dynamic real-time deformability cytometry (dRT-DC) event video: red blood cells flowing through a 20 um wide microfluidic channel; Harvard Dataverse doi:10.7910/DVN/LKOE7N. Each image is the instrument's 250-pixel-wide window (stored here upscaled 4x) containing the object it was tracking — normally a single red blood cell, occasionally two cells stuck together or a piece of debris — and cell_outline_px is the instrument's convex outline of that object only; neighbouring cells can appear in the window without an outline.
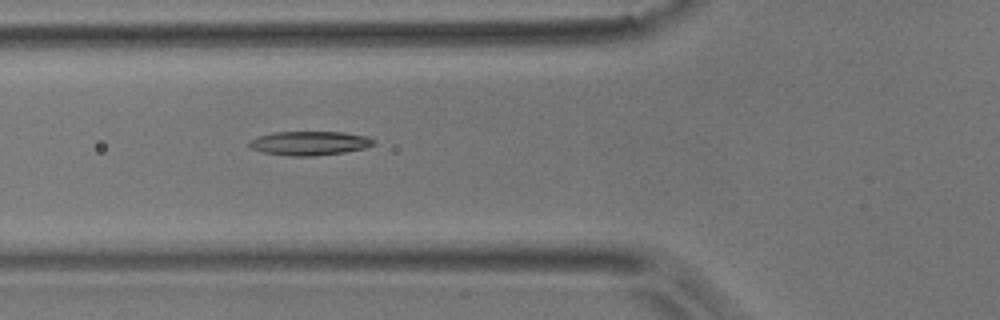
{"species": "common noctule bat (a hibernating species)", "species_latin": "Nyctalus noctula", "temperature_condition": "room temperature", "stored_images_in_passage": 6, "camera_frame_rate_fps": 3000, "um_per_image_px": 0.085, "animal": {"sex": "male", "body_mass_g": 17.9}, "frame": {"image": 1, "passage_image": 6, "time_ms": 1.667, "image_size_px": [1000, 320], "cell_outline_px": [[376, 144], [364, 148], [344, 152], [312, 156], [288, 156], [264, 152], [252, 148], [248, 144], [248, 140], [256, 136], [272, 132], [344, 132], [368, 136], [376, 140]], "centroid_in_image_um": [26.31, 12.16], "position_along_channel_um": 99.5, "area_um2": 17.57}}